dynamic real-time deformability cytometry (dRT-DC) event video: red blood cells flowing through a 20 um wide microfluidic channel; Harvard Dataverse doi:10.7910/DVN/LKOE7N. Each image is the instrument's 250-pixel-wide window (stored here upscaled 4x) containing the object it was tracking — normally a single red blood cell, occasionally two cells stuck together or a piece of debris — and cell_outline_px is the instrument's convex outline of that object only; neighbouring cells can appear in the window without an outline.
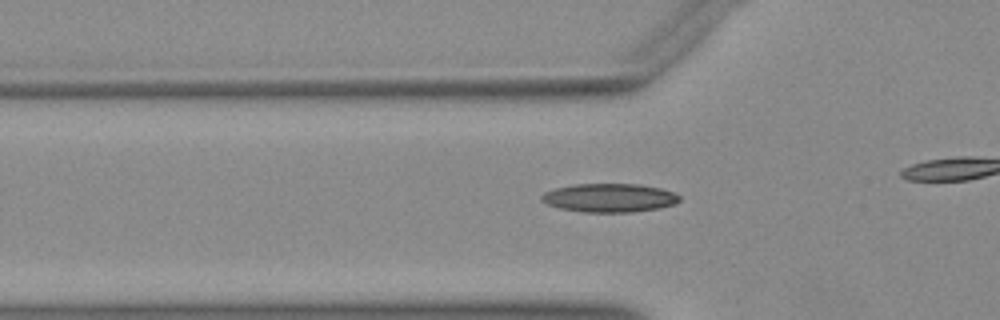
{"species": "Egyptian fruit bat (a non-hibernating species)", "species_latin": "Rousettus aegyptiacus", "temperature_condition": "warm", "stored_images_in_passage": 36, "camera_frame_rate_fps": 3000, "um_per_image_px": 0.085, "animal": {"sex": "female"}, "frame": {"image": 1, "passage_image": 12, "time_ms": 3.667, "image_size_px": [1000, 320], "cell_outline_px": [[680, 200], [672, 204], [660, 208], [632, 212], [584, 212], [560, 208], [548, 204], [540, 200], [540, 196], [544, 192], [556, 188], [572, 184], [640, 184], [660, 188], [672, 192], [680, 196]], "centroid_in_image_um": [51.78, 16.81], "position_along_channel_um": 74.0, "area_um2": 22.95}}
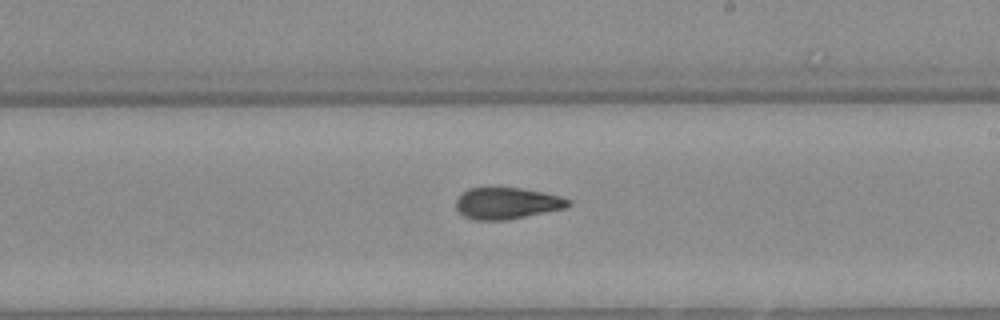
{"frame": {"image": 2, "passage_image": 25, "time_ms": 8.0, "image_size_px": [1000, 320], "cell_outline_px": [[572, 204], [564, 208], [508, 220], [476, 220], [464, 216], [456, 208], [456, 200], [468, 188], [520, 188], [544, 192], [560, 196], [568, 200]], "centroid_in_image_um": [43.09, 17.28], "position_along_channel_um": 245.9, "area_um2": 20.4}}
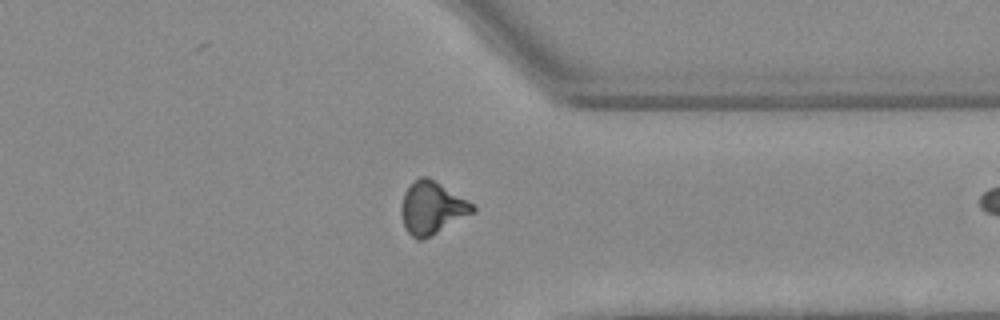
{"frame": {"image": 3, "passage_image": 35, "time_ms": 11.333, "image_size_px": [1000, 320], "cell_outline_px": [[476, 212], [420, 240], [416, 240], [404, 228], [400, 212], [400, 208], [404, 192], [420, 176], [428, 176], [468, 200], [476, 208]], "centroid_in_image_um": [36.7, 17.66], "position_along_channel_um": 374.7, "area_um2": 21.68}}